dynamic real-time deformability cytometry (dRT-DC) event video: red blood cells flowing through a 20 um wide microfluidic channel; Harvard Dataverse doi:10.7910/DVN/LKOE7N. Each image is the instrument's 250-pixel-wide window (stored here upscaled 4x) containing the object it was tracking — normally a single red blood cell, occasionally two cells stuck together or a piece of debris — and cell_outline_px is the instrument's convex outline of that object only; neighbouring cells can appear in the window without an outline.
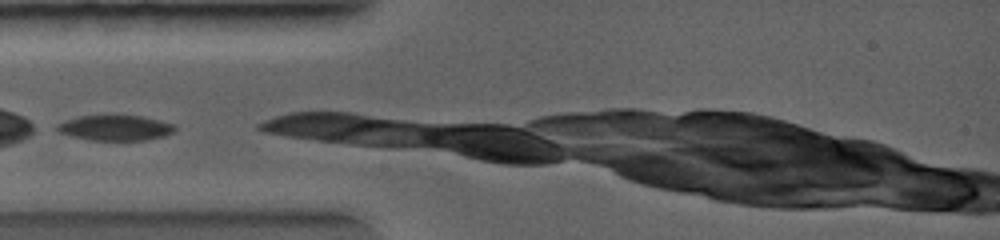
{"species": "common noctule bat (a hibernating species)", "species_latin": "Nyctalus noctula", "temperature_condition": "warm", "stored_images_in_passage": 14, "camera_frame_rate_fps": 5000, "um_per_image_px": 0.085, "animal": {"sex": "female", "body_mass_g": 19.0, "forearm_length_mm": 56.7}, "frame": {"image": 1, "passage_image": 1, "time_ms": 0.0, "image_size_px": [1000, 240], "cell_outline_px": [[176, 128], [172, 132], [164, 136], [144, 140], [88, 140], [72, 136], [60, 132], [56, 128], [56, 124], [80, 116], [116, 112], [144, 116], [160, 120], [172, 124]], "centroid_in_image_um": [9.8, 10.81], "position_along_channel_um": 75.2, "area_um2": 18.03}}